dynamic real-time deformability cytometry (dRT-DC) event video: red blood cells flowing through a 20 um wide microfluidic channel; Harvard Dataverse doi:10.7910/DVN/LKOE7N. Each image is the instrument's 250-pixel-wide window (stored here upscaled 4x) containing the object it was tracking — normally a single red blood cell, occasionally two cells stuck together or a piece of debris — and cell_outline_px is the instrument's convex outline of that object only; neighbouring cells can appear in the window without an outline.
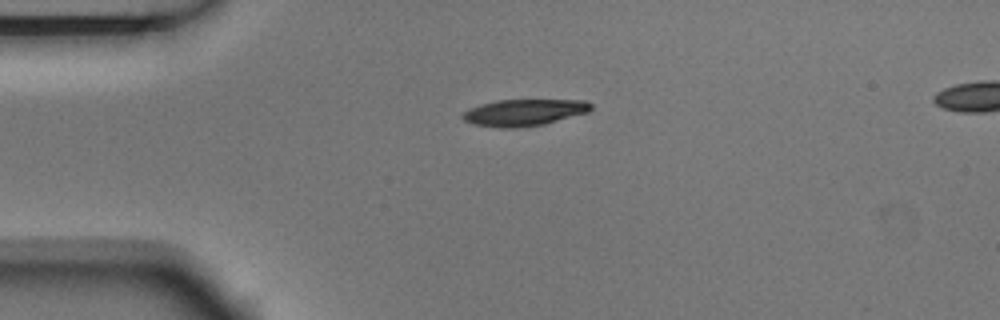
{"species": "Egyptian fruit bat (a non-hibernating species)", "species_latin": "Rousettus aegyptiacus", "temperature_condition": "room temperature", "stored_images_in_passage": 4, "camera_frame_rate_fps": 3000, "um_per_image_px": 0.085, "animal": {"sex": "male"}, "frame": {"image": 1, "passage_image": 1, "time_ms": 0.0, "image_size_px": [1000, 320], "cell_outline_px": [[592, 108], [588, 112], [544, 124], [516, 128], [500, 128], [472, 124], [464, 120], [464, 112], [480, 104], [496, 100], [584, 100], [592, 104]], "centroid_in_image_um": [44.56, 9.56], "position_along_channel_um": 40.4, "area_um2": 19.77}}
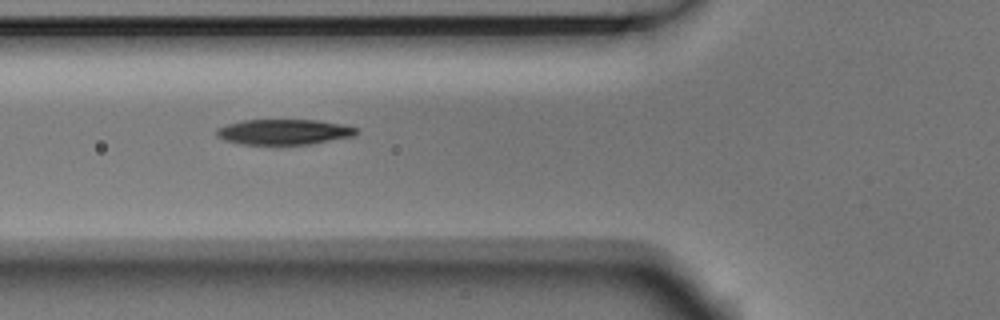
{"frame": {"image": 2, "passage_image": 3, "time_ms": 0.667, "image_size_px": [1000, 320], "cell_outline_px": [[360, 132], [356, 136], [308, 144], [240, 144], [224, 140], [216, 136], [216, 128], [228, 124], [244, 120], [316, 120], [344, 124], [356, 128]], "centroid_in_image_um": [24.15, 11.21], "position_along_channel_um": 101.6, "area_um2": 20.75}}
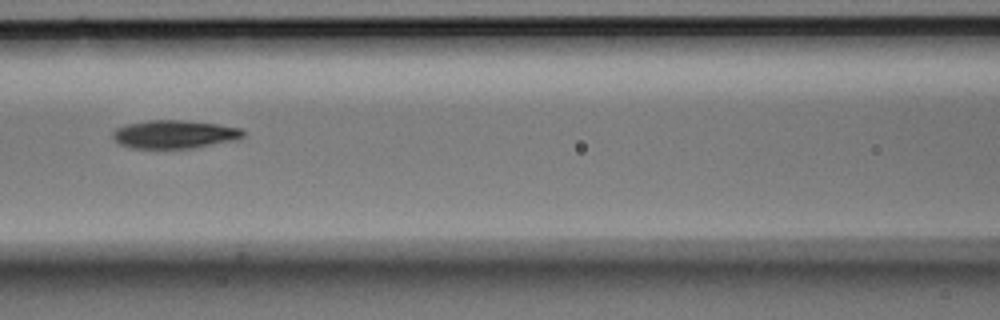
{"frame": {"image": 3, "passage_image": 4, "time_ms": 1.0, "image_size_px": [1000, 320], "cell_outline_px": [[244, 136], [240, 140], [192, 148], [132, 148], [120, 144], [112, 136], [112, 132], [116, 128], [128, 124], [148, 120], [184, 120], [216, 124], [240, 128], [244, 132]], "centroid_in_image_um": [14.86, 11.42], "position_along_channel_um": 151.7, "area_um2": 21.5}}